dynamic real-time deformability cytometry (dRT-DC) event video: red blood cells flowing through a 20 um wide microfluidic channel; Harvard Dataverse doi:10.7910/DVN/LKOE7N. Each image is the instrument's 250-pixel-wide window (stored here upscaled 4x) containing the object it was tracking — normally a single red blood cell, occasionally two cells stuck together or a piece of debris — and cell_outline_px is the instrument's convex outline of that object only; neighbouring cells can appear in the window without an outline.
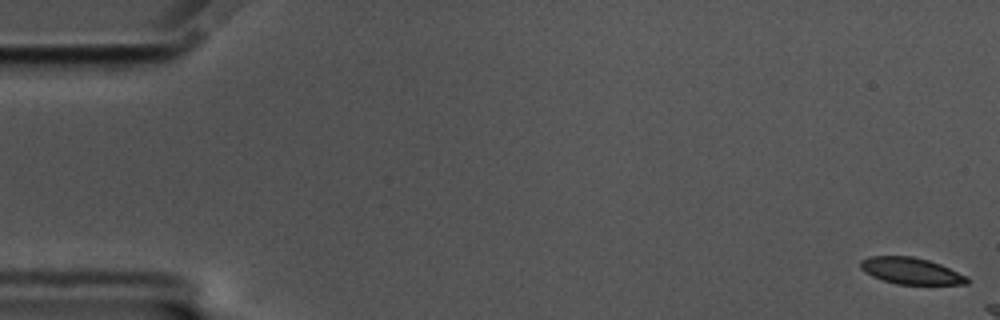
{"species": "common noctule bat (a hibernating species)", "species_latin": "Nyctalus noctula", "temperature_condition": "cold", "stored_images_in_passage": 8, "camera_frame_rate_fps": 3000, "um_per_image_px": 0.085, "animal": {"sex": "male", "body_mass_g": 17.5, "forearm_length_mm": 52.3}, "frame": {"image": 1, "passage_image": 1, "time_ms": 0.0, "image_size_px": [1000, 320], "cell_outline_px": [[968, 284], [896, 284], [872, 276], [864, 272], [860, 268], [860, 260], [868, 256], [912, 256], [928, 260], [940, 264], [968, 276]], "centroid_in_image_um": [77.41, 23.02], "position_along_channel_um": 7.6, "area_um2": 16.47}}